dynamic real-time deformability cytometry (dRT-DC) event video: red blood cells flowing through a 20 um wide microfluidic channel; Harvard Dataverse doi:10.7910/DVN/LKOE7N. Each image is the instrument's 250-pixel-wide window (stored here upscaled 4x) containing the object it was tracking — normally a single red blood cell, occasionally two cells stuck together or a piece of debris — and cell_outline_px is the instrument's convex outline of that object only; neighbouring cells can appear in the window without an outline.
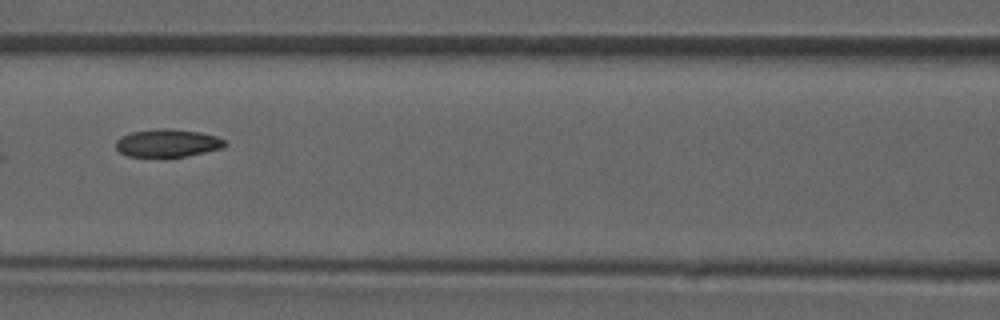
{"species": "common noctule bat (a hibernating species)", "species_latin": "Nyctalus noctula", "temperature_condition": "room temperature", "stored_images_in_passage": 49, "camera_frame_rate_fps": 3000, "um_per_image_px": 0.085, "animal": {"sex": "male", "forearm_length_mm": 52.5}, "frame": {"image": 1, "passage_image": 22, "time_ms": 7.0, "image_size_px": [1000, 320], "cell_outline_px": [[228, 144], [224, 148], [184, 156], [128, 156], [120, 152], [116, 148], [116, 140], [120, 136], [132, 132], [156, 128], [172, 128], [200, 132], [216, 136], [224, 140]], "centroid_in_image_um": [14.25, 12.14], "position_along_channel_um": 152.4, "area_um2": 17.69}}